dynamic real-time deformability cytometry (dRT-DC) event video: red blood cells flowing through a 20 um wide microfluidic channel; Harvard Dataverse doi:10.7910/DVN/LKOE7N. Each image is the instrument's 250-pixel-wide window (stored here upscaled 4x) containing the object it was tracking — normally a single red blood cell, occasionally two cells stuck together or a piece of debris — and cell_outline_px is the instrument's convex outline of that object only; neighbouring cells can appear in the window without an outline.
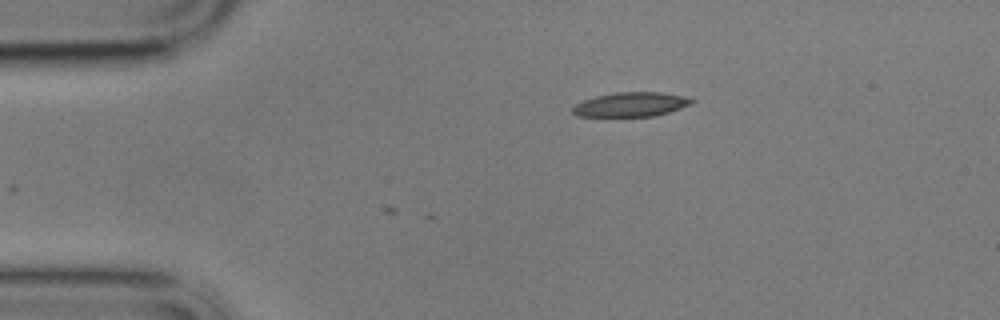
{"species": "common noctule bat (a hibernating species)", "species_latin": "Nyctalus noctula", "temperature_condition": "cold", "stored_images_in_passage": 4, "camera_frame_rate_fps": 3000, "um_per_image_px": 0.085, "animal": {"sex": "male", "body_mass_g": 17.9}, "frame": {"image": 1, "passage_image": 4, "time_ms": 3.333, "image_size_px": [1000, 320], "cell_outline_px": [[696, 100], [692, 104], [656, 116], [576, 116], [572, 112], [572, 108], [576, 104], [584, 100], [596, 96], [616, 92], [660, 92], [692, 96]], "centroid_in_image_um": [53.71, 8.87], "position_along_channel_um": 31.3, "area_um2": 17.05}}